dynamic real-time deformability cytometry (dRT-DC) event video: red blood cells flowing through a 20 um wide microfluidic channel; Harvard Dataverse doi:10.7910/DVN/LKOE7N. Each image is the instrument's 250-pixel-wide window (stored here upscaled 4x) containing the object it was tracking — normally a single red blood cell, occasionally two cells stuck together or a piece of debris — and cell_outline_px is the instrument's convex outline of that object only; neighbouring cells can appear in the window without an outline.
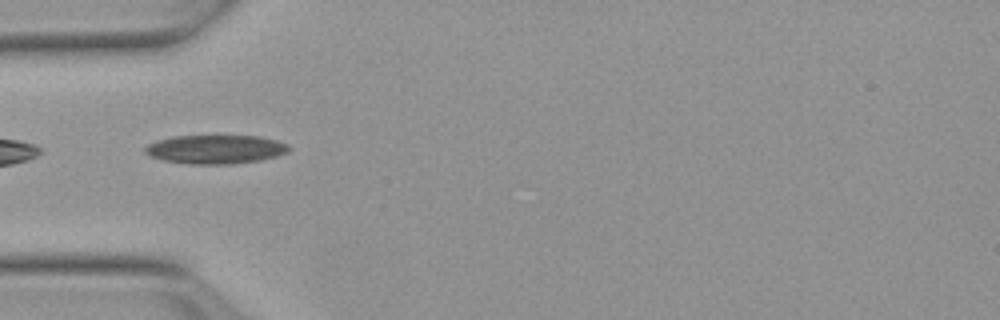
{"species": "Egyptian fruit bat (a non-hibernating species)", "species_latin": "Rousettus aegyptiacus", "temperature_condition": "warm", "stored_images_in_passage": 22, "camera_frame_rate_fps": 3000, "um_per_image_px": 0.085, "animal": {"sex": "female"}, "frame": {"image": 1, "passage_image": 1, "time_ms": 0.0, "image_size_px": [1000, 320], "cell_outline_px": [[292, 148], [288, 152], [276, 156], [260, 160], [232, 164], [188, 164], [164, 160], [148, 156], [144, 152], [144, 148], [148, 144], [156, 140], [172, 136], [260, 136], [276, 140], [288, 144]], "centroid_in_image_um": [18.31, 12.69], "position_along_channel_um": 66.7, "area_um2": 24.33}}